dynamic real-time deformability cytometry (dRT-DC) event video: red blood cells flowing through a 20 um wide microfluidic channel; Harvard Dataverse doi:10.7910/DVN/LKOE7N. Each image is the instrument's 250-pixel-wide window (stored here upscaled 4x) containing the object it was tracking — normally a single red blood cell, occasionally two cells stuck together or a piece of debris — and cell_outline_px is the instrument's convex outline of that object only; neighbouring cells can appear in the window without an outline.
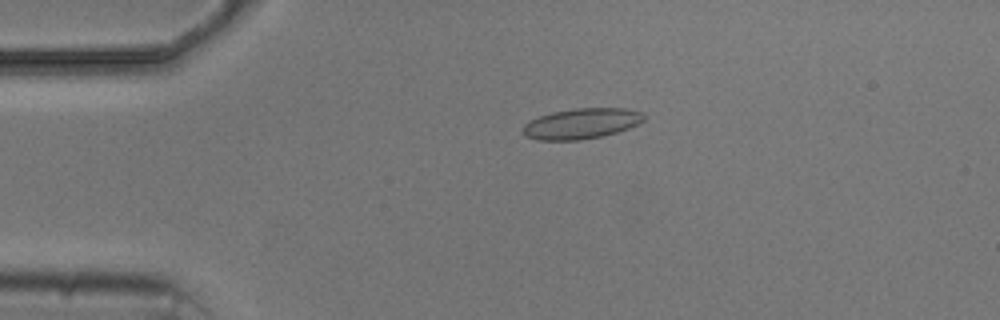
{"species": "common noctule bat (a hibernating species)", "species_latin": "Nyctalus noctula", "temperature_condition": "cold", "stored_images_in_passage": 4, "camera_frame_rate_fps": 3000, "um_per_image_px": 0.085, "animal": {"sex": "male", "body_mass_g": 20.5, "forearm_length_mm": 52.5}, "frame": {"image": 1, "passage_image": 3, "time_ms": 3.333, "image_size_px": [1000, 320], "cell_outline_px": [[648, 116], [644, 120], [628, 128], [616, 132], [600, 136], [580, 140], [536, 140], [524, 136], [520, 132], [520, 128], [524, 124], [540, 116], [552, 112], [576, 108], [624, 108], [644, 112]], "centroid_in_image_um": [49.4, 10.5], "position_along_channel_um": 35.6, "area_um2": 21.68}}